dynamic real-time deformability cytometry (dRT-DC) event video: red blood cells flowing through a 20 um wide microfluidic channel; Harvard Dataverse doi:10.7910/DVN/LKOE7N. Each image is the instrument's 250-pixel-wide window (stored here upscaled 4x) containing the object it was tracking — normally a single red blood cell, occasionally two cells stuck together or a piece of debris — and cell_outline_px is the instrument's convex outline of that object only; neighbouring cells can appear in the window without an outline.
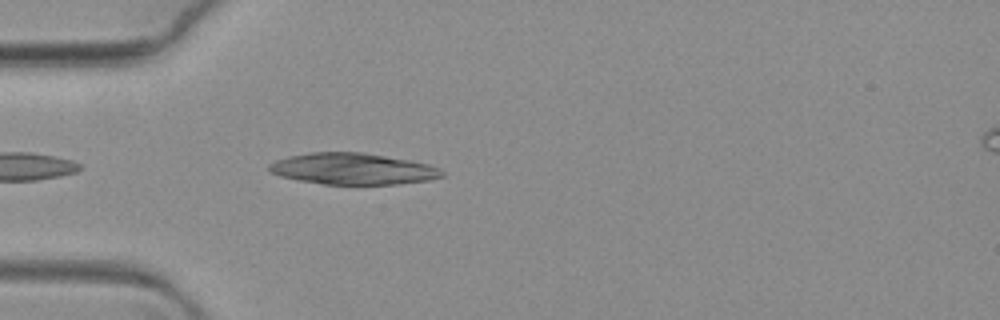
{"species": "common noctule bat (a hibernating species)", "species_latin": "Nyctalus noctula", "temperature_condition": "warm", "stored_images_in_passage": 21, "camera_frame_rate_fps": 3000, "um_per_image_px": 0.085, "animal": {"sex": "female", "body_mass_g": 19.3, "forearm_length_mm": 54.1}, "frame": {"image": 1, "passage_image": 1, "time_ms": 0.0, "image_size_px": [1000, 320], "cell_outline_px": [[444, 176], [428, 180], [400, 184], [324, 184], [300, 180], [280, 176], [268, 172], [268, 164], [276, 160], [288, 156], [312, 152], [364, 152], [408, 160], [428, 164], [440, 168], [444, 172]], "centroid_in_image_um": [29.98, 14.35], "position_along_channel_um": 55.0, "area_um2": 31.62}}
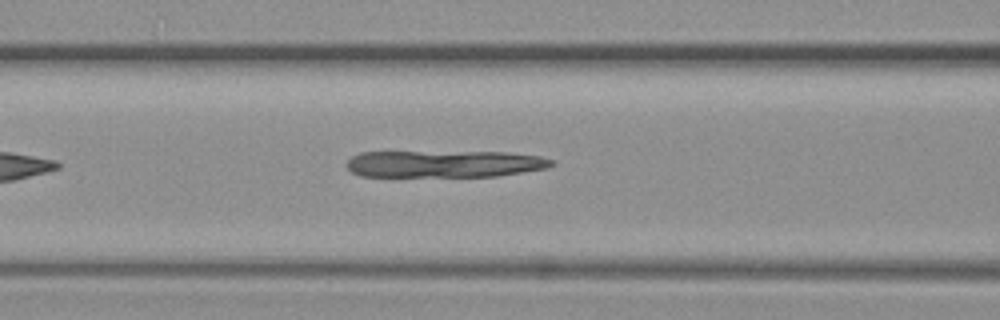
{"frame": {"image": 2, "passage_image": 9, "time_ms": 2.667, "image_size_px": [1000, 320], "cell_outline_px": [[556, 164], [548, 168], [496, 176], [360, 176], [352, 172], [344, 164], [352, 156], [360, 152], [504, 152], [540, 156], [552, 160]], "centroid_in_image_um": [37.76, 13.92], "position_along_channel_um": 128.8, "area_um2": 32.19}}